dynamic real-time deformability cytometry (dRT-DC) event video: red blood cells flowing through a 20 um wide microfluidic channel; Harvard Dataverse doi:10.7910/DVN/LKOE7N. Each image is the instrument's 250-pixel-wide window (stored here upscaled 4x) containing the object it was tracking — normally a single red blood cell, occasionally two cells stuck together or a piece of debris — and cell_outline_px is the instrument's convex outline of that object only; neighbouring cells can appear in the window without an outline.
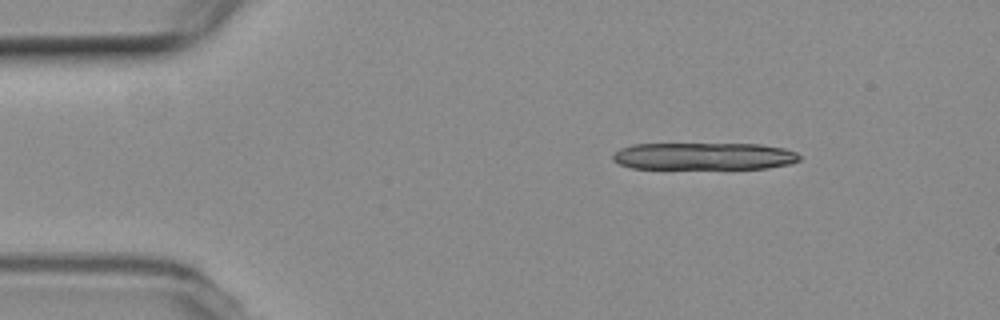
{"species": "common noctule bat (a hibernating species)", "species_latin": "Nyctalus noctula", "temperature_condition": "room temperature", "stored_images_in_passage": 8, "camera_frame_rate_fps": 3000, "um_per_image_px": 0.085, "animal": {"sex": "female", "body_mass_g": 19.3, "forearm_length_mm": 54.1}, "frame": {"image": 1, "passage_image": 1, "time_ms": 0.0, "image_size_px": [1000, 320], "cell_outline_px": [[796, 160], [780, 164], [756, 168], [640, 168], [628, 164], [628, 160], [636, 148], [648, 144], [704, 144], [772, 148], [788, 152], [796, 156]], "centroid_in_image_um": [60.07, 13.31], "position_along_channel_um": 24.9, "area_um2": 24.91}}